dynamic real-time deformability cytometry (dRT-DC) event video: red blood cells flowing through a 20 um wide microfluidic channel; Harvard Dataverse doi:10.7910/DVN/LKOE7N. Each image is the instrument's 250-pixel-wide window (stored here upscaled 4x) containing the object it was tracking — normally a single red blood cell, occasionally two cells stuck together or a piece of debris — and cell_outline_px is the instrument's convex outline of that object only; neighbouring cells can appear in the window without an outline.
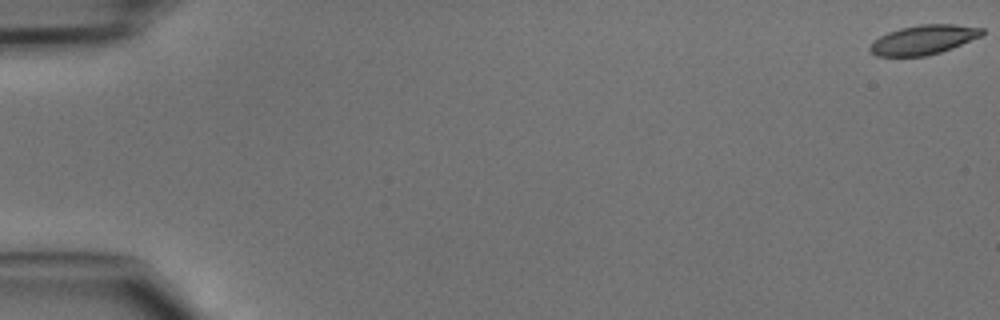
{"species": "common noctule bat (a hibernating species)", "species_latin": "Nyctalus noctula", "temperature_condition": "cold", "stored_images_in_passage": 48, "camera_frame_rate_fps": 3000, "um_per_image_px": 0.085, "animal": {"sex": "male", "body_mass_g": 15.6}, "frame": {"image": 1, "passage_image": 1, "time_ms": 0.0, "image_size_px": [1000, 320], "cell_outline_px": [[984, 32], [980, 36], [952, 48], [940, 52], [924, 56], [876, 56], [868, 48], [880, 36], [888, 32], [900, 28], [920, 24], [956, 24], [984, 28]], "centroid_in_image_um": [78.51, 3.37], "position_along_channel_um": 6.5, "area_um2": 19.02}}
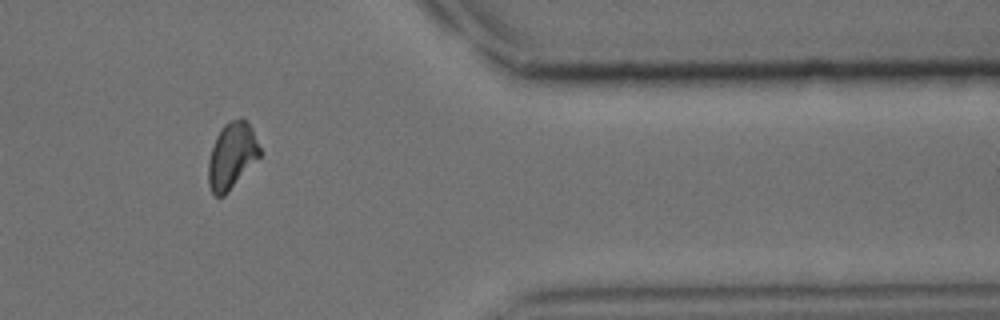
{"frame": {"image": 2, "passage_image": 40, "time_ms": 13.0, "image_size_px": [1000, 320], "cell_outline_px": [[260, 156], [228, 192], [224, 196], [216, 196], [212, 192], [208, 184], [208, 160], [216, 136], [220, 128], [228, 120], [240, 116], [244, 116], [252, 128], [260, 148]], "centroid_in_image_um": [19.7, 13.18], "position_along_channel_um": 391.7, "area_um2": 20.06}}
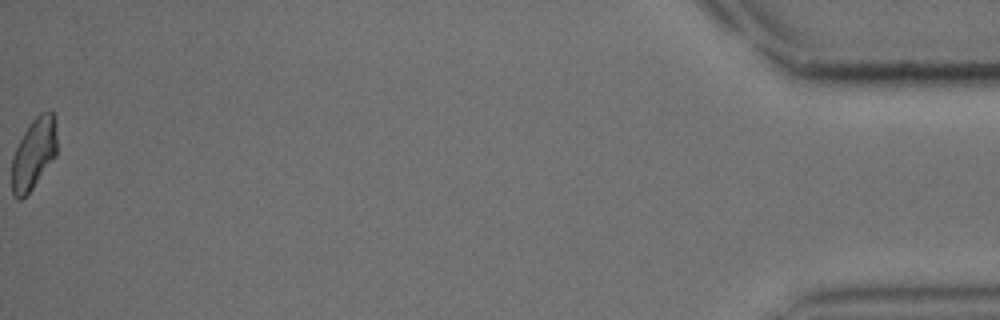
{"frame": {"image": 3, "passage_image": 48, "time_ms": 15.667, "image_size_px": [1000, 320], "cell_outline_px": [[56, 156], [32, 188], [20, 200], [16, 200], [12, 192], [12, 156], [28, 124], [40, 112], [48, 108], [56, 116]], "centroid_in_image_um": [2.88, 13.01], "position_along_channel_um": 432.3, "area_um2": 18.84}}